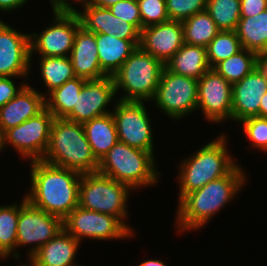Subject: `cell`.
Returning a JSON list of instances; mask_svg holds the SVG:
<instances>
[{
  "label": "cell",
  "mask_w": 267,
  "mask_h": 266,
  "mask_svg": "<svg viewBox=\"0 0 267 266\" xmlns=\"http://www.w3.org/2000/svg\"><path fill=\"white\" fill-rule=\"evenodd\" d=\"M243 49L236 31H219L207 46V60L214 68L218 63Z\"/></svg>",
  "instance_id": "obj_32"
},
{
  "label": "cell",
  "mask_w": 267,
  "mask_h": 266,
  "mask_svg": "<svg viewBox=\"0 0 267 266\" xmlns=\"http://www.w3.org/2000/svg\"><path fill=\"white\" fill-rule=\"evenodd\" d=\"M40 69L49 92L76 77L69 56H41Z\"/></svg>",
  "instance_id": "obj_29"
},
{
  "label": "cell",
  "mask_w": 267,
  "mask_h": 266,
  "mask_svg": "<svg viewBox=\"0 0 267 266\" xmlns=\"http://www.w3.org/2000/svg\"><path fill=\"white\" fill-rule=\"evenodd\" d=\"M182 27L184 43L204 48L220 31L206 10L183 20Z\"/></svg>",
  "instance_id": "obj_28"
},
{
  "label": "cell",
  "mask_w": 267,
  "mask_h": 266,
  "mask_svg": "<svg viewBox=\"0 0 267 266\" xmlns=\"http://www.w3.org/2000/svg\"><path fill=\"white\" fill-rule=\"evenodd\" d=\"M266 92L267 82L256 69L233 84L231 119L241 122L259 116L260 100Z\"/></svg>",
  "instance_id": "obj_19"
},
{
  "label": "cell",
  "mask_w": 267,
  "mask_h": 266,
  "mask_svg": "<svg viewBox=\"0 0 267 266\" xmlns=\"http://www.w3.org/2000/svg\"><path fill=\"white\" fill-rule=\"evenodd\" d=\"M245 176L238 164L226 175L186 194L178 205L179 231L198 229L241 189ZM183 229V230H182Z\"/></svg>",
  "instance_id": "obj_2"
},
{
  "label": "cell",
  "mask_w": 267,
  "mask_h": 266,
  "mask_svg": "<svg viewBox=\"0 0 267 266\" xmlns=\"http://www.w3.org/2000/svg\"><path fill=\"white\" fill-rule=\"evenodd\" d=\"M139 266H166L163 261L160 260H147L142 262Z\"/></svg>",
  "instance_id": "obj_44"
},
{
  "label": "cell",
  "mask_w": 267,
  "mask_h": 266,
  "mask_svg": "<svg viewBox=\"0 0 267 266\" xmlns=\"http://www.w3.org/2000/svg\"><path fill=\"white\" fill-rule=\"evenodd\" d=\"M165 64L140 47L112 75L115 91H126L120 101L144 102L153 99Z\"/></svg>",
  "instance_id": "obj_6"
},
{
  "label": "cell",
  "mask_w": 267,
  "mask_h": 266,
  "mask_svg": "<svg viewBox=\"0 0 267 266\" xmlns=\"http://www.w3.org/2000/svg\"><path fill=\"white\" fill-rule=\"evenodd\" d=\"M63 228L79 242L82 237L107 240L133 235L116 217L80 206L63 219Z\"/></svg>",
  "instance_id": "obj_10"
},
{
  "label": "cell",
  "mask_w": 267,
  "mask_h": 266,
  "mask_svg": "<svg viewBox=\"0 0 267 266\" xmlns=\"http://www.w3.org/2000/svg\"><path fill=\"white\" fill-rule=\"evenodd\" d=\"M97 172L136 189L154 184L157 180L152 152L117 142L101 158Z\"/></svg>",
  "instance_id": "obj_4"
},
{
  "label": "cell",
  "mask_w": 267,
  "mask_h": 266,
  "mask_svg": "<svg viewBox=\"0 0 267 266\" xmlns=\"http://www.w3.org/2000/svg\"><path fill=\"white\" fill-rule=\"evenodd\" d=\"M198 102L209 121L222 122L231 119L232 85L215 69L210 68L198 79Z\"/></svg>",
  "instance_id": "obj_15"
},
{
  "label": "cell",
  "mask_w": 267,
  "mask_h": 266,
  "mask_svg": "<svg viewBox=\"0 0 267 266\" xmlns=\"http://www.w3.org/2000/svg\"><path fill=\"white\" fill-rule=\"evenodd\" d=\"M99 65L112 76L139 47L140 40H123L116 36L96 33Z\"/></svg>",
  "instance_id": "obj_23"
},
{
  "label": "cell",
  "mask_w": 267,
  "mask_h": 266,
  "mask_svg": "<svg viewBox=\"0 0 267 266\" xmlns=\"http://www.w3.org/2000/svg\"><path fill=\"white\" fill-rule=\"evenodd\" d=\"M85 81L86 79L75 77L53 89L49 92L50 95L48 94L49 98L45 97V107L55 118H65L76 105L77 96Z\"/></svg>",
  "instance_id": "obj_27"
},
{
  "label": "cell",
  "mask_w": 267,
  "mask_h": 266,
  "mask_svg": "<svg viewBox=\"0 0 267 266\" xmlns=\"http://www.w3.org/2000/svg\"><path fill=\"white\" fill-rule=\"evenodd\" d=\"M225 144V135H221L181 163L179 200L210 181L226 176L237 165Z\"/></svg>",
  "instance_id": "obj_5"
},
{
  "label": "cell",
  "mask_w": 267,
  "mask_h": 266,
  "mask_svg": "<svg viewBox=\"0 0 267 266\" xmlns=\"http://www.w3.org/2000/svg\"><path fill=\"white\" fill-rule=\"evenodd\" d=\"M55 117L45 107L36 116L6 130L1 136V150L11 144L31 161L42 160L49 146L50 133Z\"/></svg>",
  "instance_id": "obj_8"
},
{
  "label": "cell",
  "mask_w": 267,
  "mask_h": 266,
  "mask_svg": "<svg viewBox=\"0 0 267 266\" xmlns=\"http://www.w3.org/2000/svg\"><path fill=\"white\" fill-rule=\"evenodd\" d=\"M206 11L222 31H235L241 18L240 0H207Z\"/></svg>",
  "instance_id": "obj_31"
},
{
  "label": "cell",
  "mask_w": 267,
  "mask_h": 266,
  "mask_svg": "<svg viewBox=\"0 0 267 266\" xmlns=\"http://www.w3.org/2000/svg\"><path fill=\"white\" fill-rule=\"evenodd\" d=\"M129 189L128 185L99 172L85 173L79 184L78 206L114 216L132 233L123 221Z\"/></svg>",
  "instance_id": "obj_7"
},
{
  "label": "cell",
  "mask_w": 267,
  "mask_h": 266,
  "mask_svg": "<svg viewBox=\"0 0 267 266\" xmlns=\"http://www.w3.org/2000/svg\"><path fill=\"white\" fill-rule=\"evenodd\" d=\"M79 241L64 228L29 259L35 266H76L73 264Z\"/></svg>",
  "instance_id": "obj_22"
},
{
  "label": "cell",
  "mask_w": 267,
  "mask_h": 266,
  "mask_svg": "<svg viewBox=\"0 0 267 266\" xmlns=\"http://www.w3.org/2000/svg\"><path fill=\"white\" fill-rule=\"evenodd\" d=\"M207 0H166V11L170 20L183 21L206 10Z\"/></svg>",
  "instance_id": "obj_34"
},
{
  "label": "cell",
  "mask_w": 267,
  "mask_h": 266,
  "mask_svg": "<svg viewBox=\"0 0 267 266\" xmlns=\"http://www.w3.org/2000/svg\"><path fill=\"white\" fill-rule=\"evenodd\" d=\"M63 229V220L33 206L23 198L19 206L17 246L36 244L29 251V258Z\"/></svg>",
  "instance_id": "obj_11"
},
{
  "label": "cell",
  "mask_w": 267,
  "mask_h": 266,
  "mask_svg": "<svg viewBox=\"0 0 267 266\" xmlns=\"http://www.w3.org/2000/svg\"><path fill=\"white\" fill-rule=\"evenodd\" d=\"M254 69L265 79L267 82V53H257L255 56Z\"/></svg>",
  "instance_id": "obj_40"
},
{
  "label": "cell",
  "mask_w": 267,
  "mask_h": 266,
  "mask_svg": "<svg viewBox=\"0 0 267 266\" xmlns=\"http://www.w3.org/2000/svg\"><path fill=\"white\" fill-rule=\"evenodd\" d=\"M87 140L98 161L118 142L112 113L93 118L83 123Z\"/></svg>",
  "instance_id": "obj_25"
},
{
  "label": "cell",
  "mask_w": 267,
  "mask_h": 266,
  "mask_svg": "<svg viewBox=\"0 0 267 266\" xmlns=\"http://www.w3.org/2000/svg\"><path fill=\"white\" fill-rule=\"evenodd\" d=\"M109 10L114 16L133 24L141 32L142 19L137 0H121L111 6Z\"/></svg>",
  "instance_id": "obj_37"
},
{
  "label": "cell",
  "mask_w": 267,
  "mask_h": 266,
  "mask_svg": "<svg viewBox=\"0 0 267 266\" xmlns=\"http://www.w3.org/2000/svg\"><path fill=\"white\" fill-rule=\"evenodd\" d=\"M112 113L118 141L153 153L152 131L143 102L117 101Z\"/></svg>",
  "instance_id": "obj_12"
},
{
  "label": "cell",
  "mask_w": 267,
  "mask_h": 266,
  "mask_svg": "<svg viewBox=\"0 0 267 266\" xmlns=\"http://www.w3.org/2000/svg\"><path fill=\"white\" fill-rule=\"evenodd\" d=\"M42 161L81 174L97 172L99 161L93 155L83 123L55 118L48 149Z\"/></svg>",
  "instance_id": "obj_3"
},
{
  "label": "cell",
  "mask_w": 267,
  "mask_h": 266,
  "mask_svg": "<svg viewBox=\"0 0 267 266\" xmlns=\"http://www.w3.org/2000/svg\"><path fill=\"white\" fill-rule=\"evenodd\" d=\"M31 191L27 200L35 207L62 220L78 206L82 174L42 160L31 162Z\"/></svg>",
  "instance_id": "obj_1"
},
{
  "label": "cell",
  "mask_w": 267,
  "mask_h": 266,
  "mask_svg": "<svg viewBox=\"0 0 267 266\" xmlns=\"http://www.w3.org/2000/svg\"><path fill=\"white\" fill-rule=\"evenodd\" d=\"M30 35L0 20V77H25L30 70Z\"/></svg>",
  "instance_id": "obj_16"
},
{
  "label": "cell",
  "mask_w": 267,
  "mask_h": 266,
  "mask_svg": "<svg viewBox=\"0 0 267 266\" xmlns=\"http://www.w3.org/2000/svg\"><path fill=\"white\" fill-rule=\"evenodd\" d=\"M235 31L243 48L267 53V9L255 16L241 17Z\"/></svg>",
  "instance_id": "obj_26"
},
{
  "label": "cell",
  "mask_w": 267,
  "mask_h": 266,
  "mask_svg": "<svg viewBox=\"0 0 267 266\" xmlns=\"http://www.w3.org/2000/svg\"><path fill=\"white\" fill-rule=\"evenodd\" d=\"M75 1H77V2H81V1H83L84 3V8H86V7H89L92 3H93V0H75Z\"/></svg>",
  "instance_id": "obj_45"
},
{
  "label": "cell",
  "mask_w": 267,
  "mask_h": 266,
  "mask_svg": "<svg viewBox=\"0 0 267 266\" xmlns=\"http://www.w3.org/2000/svg\"><path fill=\"white\" fill-rule=\"evenodd\" d=\"M241 17H251L267 9V0H240Z\"/></svg>",
  "instance_id": "obj_39"
},
{
  "label": "cell",
  "mask_w": 267,
  "mask_h": 266,
  "mask_svg": "<svg viewBox=\"0 0 267 266\" xmlns=\"http://www.w3.org/2000/svg\"><path fill=\"white\" fill-rule=\"evenodd\" d=\"M69 57L76 77L96 80L108 76L99 65L96 33L88 32L80 26Z\"/></svg>",
  "instance_id": "obj_21"
},
{
  "label": "cell",
  "mask_w": 267,
  "mask_h": 266,
  "mask_svg": "<svg viewBox=\"0 0 267 266\" xmlns=\"http://www.w3.org/2000/svg\"><path fill=\"white\" fill-rule=\"evenodd\" d=\"M119 1L121 0H93L92 5L101 7V8H110L111 6H113Z\"/></svg>",
  "instance_id": "obj_42"
},
{
  "label": "cell",
  "mask_w": 267,
  "mask_h": 266,
  "mask_svg": "<svg viewBox=\"0 0 267 266\" xmlns=\"http://www.w3.org/2000/svg\"><path fill=\"white\" fill-rule=\"evenodd\" d=\"M4 257H7L3 252L2 250L0 249V258H4Z\"/></svg>",
  "instance_id": "obj_46"
},
{
  "label": "cell",
  "mask_w": 267,
  "mask_h": 266,
  "mask_svg": "<svg viewBox=\"0 0 267 266\" xmlns=\"http://www.w3.org/2000/svg\"><path fill=\"white\" fill-rule=\"evenodd\" d=\"M142 29L169 21L166 11V0H137Z\"/></svg>",
  "instance_id": "obj_35"
},
{
  "label": "cell",
  "mask_w": 267,
  "mask_h": 266,
  "mask_svg": "<svg viewBox=\"0 0 267 266\" xmlns=\"http://www.w3.org/2000/svg\"><path fill=\"white\" fill-rule=\"evenodd\" d=\"M259 117L267 118V92L260 100Z\"/></svg>",
  "instance_id": "obj_43"
},
{
  "label": "cell",
  "mask_w": 267,
  "mask_h": 266,
  "mask_svg": "<svg viewBox=\"0 0 267 266\" xmlns=\"http://www.w3.org/2000/svg\"><path fill=\"white\" fill-rule=\"evenodd\" d=\"M10 78L11 77H0V108L14 98L25 86L21 85V87L17 89Z\"/></svg>",
  "instance_id": "obj_38"
},
{
  "label": "cell",
  "mask_w": 267,
  "mask_h": 266,
  "mask_svg": "<svg viewBox=\"0 0 267 266\" xmlns=\"http://www.w3.org/2000/svg\"><path fill=\"white\" fill-rule=\"evenodd\" d=\"M198 80L163 69L153 100L157 107L173 119L197 109Z\"/></svg>",
  "instance_id": "obj_9"
},
{
  "label": "cell",
  "mask_w": 267,
  "mask_h": 266,
  "mask_svg": "<svg viewBox=\"0 0 267 266\" xmlns=\"http://www.w3.org/2000/svg\"><path fill=\"white\" fill-rule=\"evenodd\" d=\"M256 54V52L243 48L241 51L218 63L213 69L233 85L254 70Z\"/></svg>",
  "instance_id": "obj_30"
},
{
  "label": "cell",
  "mask_w": 267,
  "mask_h": 266,
  "mask_svg": "<svg viewBox=\"0 0 267 266\" xmlns=\"http://www.w3.org/2000/svg\"><path fill=\"white\" fill-rule=\"evenodd\" d=\"M51 5H53L54 13L77 14L81 27L88 32L104 33L123 40H140L141 32L133 24L114 16L109 8L91 4L85 8L84 12H80L67 0H51Z\"/></svg>",
  "instance_id": "obj_13"
},
{
  "label": "cell",
  "mask_w": 267,
  "mask_h": 266,
  "mask_svg": "<svg viewBox=\"0 0 267 266\" xmlns=\"http://www.w3.org/2000/svg\"><path fill=\"white\" fill-rule=\"evenodd\" d=\"M245 135L255 147L267 151V118L255 116L241 121Z\"/></svg>",
  "instance_id": "obj_36"
},
{
  "label": "cell",
  "mask_w": 267,
  "mask_h": 266,
  "mask_svg": "<svg viewBox=\"0 0 267 266\" xmlns=\"http://www.w3.org/2000/svg\"><path fill=\"white\" fill-rule=\"evenodd\" d=\"M45 97V94L25 84L14 98L0 108V136L40 113L45 108Z\"/></svg>",
  "instance_id": "obj_20"
},
{
  "label": "cell",
  "mask_w": 267,
  "mask_h": 266,
  "mask_svg": "<svg viewBox=\"0 0 267 266\" xmlns=\"http://www.w3.org/2000/svg\"><path fill=\"white\" fill-rule=\"evenodd\" d=\"M55 24L46 28L40 35H30L31 57L37 51L42 57L70 56L74 37L81 26L79 17L74 13H54Z\"/></svg>",
  "instance_id": "obj_14"
},
{
  "label": "cell",
  "mask_w": 267,
  "mask_h": 266,
  "mask_svg": "<svg viewBox=\"0 0 267 266\" xmlns=\"http://www.w3.org/2000/svg\"><path fill=\"white\" fill-rule=\"evenodd\" d=\"M165 67L175 74L198 80L211 68L207 60V48L184 43L165 63Z\"/></svg>",
  "instance_id": "obj_24"
},
{
  "label": "cell",
  "mask_w": 267,
  "mask_h": 266,
  "mask_svg": "<svg viewBox=\"0 0 267 266\" xmlns=\"http://www.w3.org/2000/svg\"><path fill=\"white\" fill-rule=\"evenodd\" d=\"M116 94L112 76L96 80H86L77 96L76 105L64 118L66 120L84 123L93 118L109 114L105 107Z\"/></svg>",
  "instance_id": "obj_17"
},
{
  "label": "cell",
  "mask_w": 267,
  "mask_h": 266,
  "mask_svg": "<svg viewBox=\"0 0 267 266\" xmlns=\"http://www.w3.org/2000/svg\"><path fill=\"white\" fill-rule=\"evenodd\" d=\"M28 0H0V10L2 11H10L21 7Z\"/></svg>",
  "instance_id": "obj_41"
},
{
  "label": "cell",
  "mask_w": 267,
  "mask_h": 266,
  "mask_svg": "<svg viewBox=\"0 0 267 266\" xmlns=\"http://www.w3.org/2000/svg\"><path fill=\"white\" fill-rule=\"evenodd\" d=\"M184 45L181 21L169 20L143 28L139 47L164 64Z\"/></svg>",
  "instance_id": "obj_18"
},
{
  "label": "cell",
  "mask_w": 267,
  "mask_h": 266,
  "mask_svg": "<svg viewBox=\"0 0 267 266\" xmlns=\"http://www.w3.org/2000/svg\"><path fill=\"white\" fill-rule=\"evenodd\" d=\"M19 207L0 206V249L8 257L16 248Z\"/></svg>",
  "instance_id": "obj_33"
}]
</instances>
